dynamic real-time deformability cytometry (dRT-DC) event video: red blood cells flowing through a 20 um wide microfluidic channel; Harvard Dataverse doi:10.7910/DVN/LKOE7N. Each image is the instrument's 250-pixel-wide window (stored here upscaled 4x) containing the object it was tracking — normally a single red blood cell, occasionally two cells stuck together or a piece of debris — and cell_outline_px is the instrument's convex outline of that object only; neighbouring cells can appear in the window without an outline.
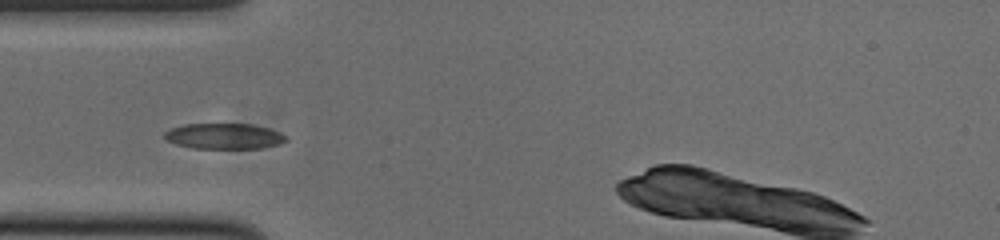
{"species": "common noctule bat (a hibernating species)", "species_latin": "Nyctalus noctula", "temperature_condition": "cold", "stored_images_in_passage": 31, "camera_frame_rate_fps": 3000, "um_per_image_px": 0.085, "animal": {"sex": "male", "body_mass_g": 20.0, "forearm_length_mm": 53.3}, "frame": {"image": 1, "passage_image": 1, "time_ms": 0.0, "image_size_px": [1000, 240], "cell_outline_px": [[288, 140], [280, 144], [260, 148], [192, 148], [176, 144], [164, 140], [164, 132], [172, 128], [184, 124], [252, 124], [268, 128], [280, 132], [288, 136]], "centroid_in_image_um": [19.06, 11.57], "position_along_channel_um": 65.9, "area_um2": 18.26}}
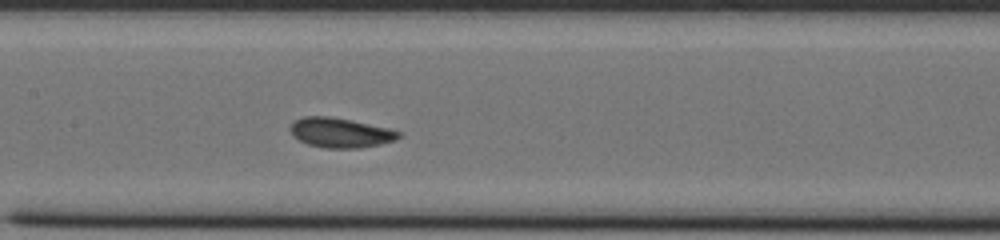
{"frame": {"image": 2, "passage_image": 10, "time_ms": 3.0, "image_size_px": [1000, 240], "cell_outline_px": [[404, 132], [396, 140], [380, 144], [360, 148], [324, 148], [308, 144], [292, 136], [288, 128], [296, 120], [304, 116], [328, 116], [352, 120], [388, 128]], "centroid_in_image_um": [28.94, 11.28], "position_along_channel_um": 178.5, "area_um2": 18.9}}
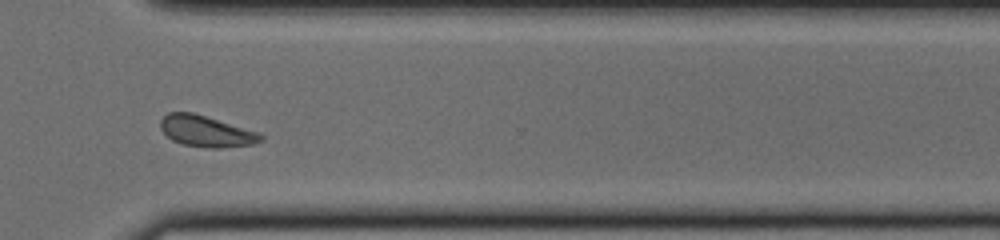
{"frame": {"image": 3, "passage_image": 24, "time_ms": 7.667, "image_size_px": [1000, 240], "cell_outline_px": [[264, 140], [252, 144], [220, 148], [204, 148], [184, 144], [172, 140], [160, 128], [160, 120], [168, 112], [192, 112], [260, 132], [264, 136]], "centroid_in_image_um": [17.55, 11.16], "position_along_channel_um": 353.1, "area_um2": 18.26}}